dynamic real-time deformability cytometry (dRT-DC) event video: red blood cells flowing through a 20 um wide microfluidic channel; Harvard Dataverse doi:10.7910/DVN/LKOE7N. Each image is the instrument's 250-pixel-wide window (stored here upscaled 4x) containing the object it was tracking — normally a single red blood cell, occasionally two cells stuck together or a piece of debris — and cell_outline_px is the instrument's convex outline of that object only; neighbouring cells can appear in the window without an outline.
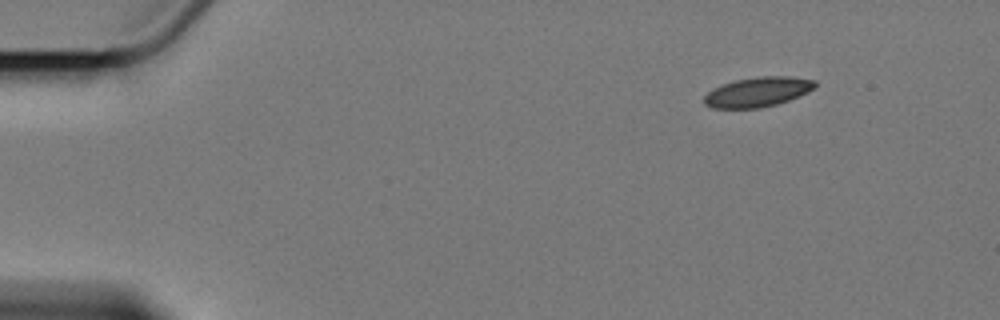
{"species": "Egyptian fruit bat (a non-hibernating species)", "species_latin": "Rousettus aegyptiacus", "temperature_condition": "cold", "stored_images_in_passage": 9, "camera_frame_rate_fps": 3000, "um_per_image_px": 0.085, "animal": {"sex": "female"}, "frame": {"image": 1, "passage_image": 1, "time_ms": 0.0, "image_size_px": [1000, 320], "cell_outline_px": [[816, 84], [808, 92], [788, 100], [776, 104], [760, 108], [712, 108], [704, 104], [704, 96], [712, 88], [720, 84], [736, 80], [756, 76], [792, 76], [816, 80]], "centroid_in_image_um": [64.37, 7.8], "position_along_channel_um": 20.6, "area_um2": 19.31}}
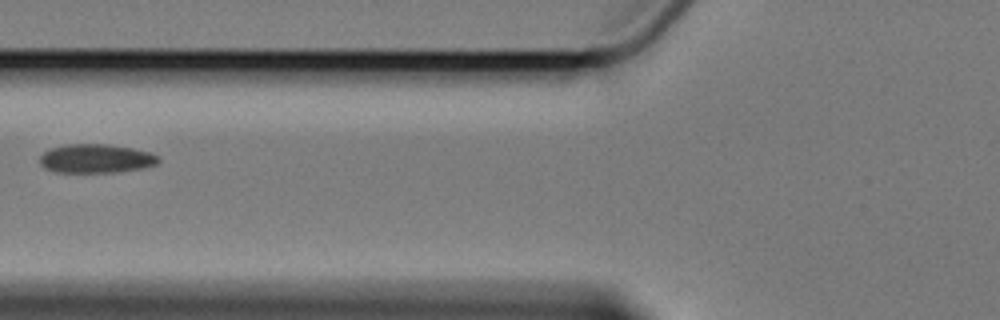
{"frame": {"image": 2, "passage_image": 6, "time_ms": 5.667, "image_size_px": [1000, 320], "cell_outline_px": [[160, 160], [156, 164], [144, 168], [116, 172], [56, 172], [44, 168], [40, 164], [40, 156], [44, 152], [52, 148], [64, 144], [108, 144], [132, 148], [148, 152], [160, 156]], "centroid_in_image_um": [8.16, 13.48], "position_along_channel_um": 117.6, "area_um2": 20.0}}
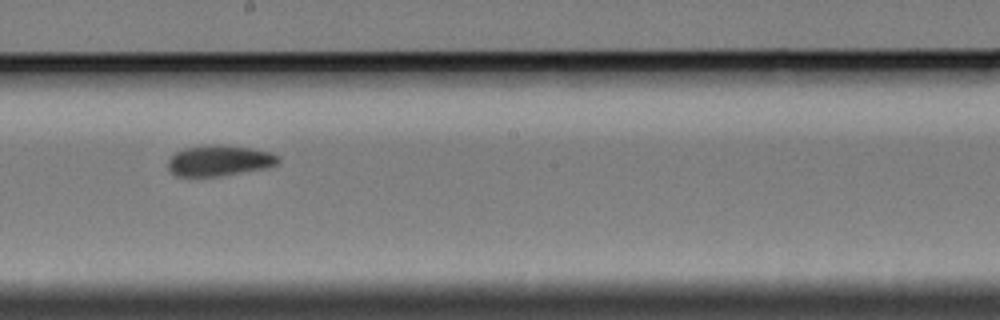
{"frame": {"image": 3, "passage_image": 9, "time_ms": 9.0, "image_size_px": [1000, 320], "cell_outline_px": [[280, 160], [276, 164], [268, 168], [220, 176], [176, 176], [168, 168], [168, 160], [176, 152], [184, 148], [212, 144], [220, 144], [248, 148], [272, 152], [280, 156]], "centroid_in_image_um": [18.67, 13.65], "position_along_channel_um": 229.5, "area_um2": 19.83}}